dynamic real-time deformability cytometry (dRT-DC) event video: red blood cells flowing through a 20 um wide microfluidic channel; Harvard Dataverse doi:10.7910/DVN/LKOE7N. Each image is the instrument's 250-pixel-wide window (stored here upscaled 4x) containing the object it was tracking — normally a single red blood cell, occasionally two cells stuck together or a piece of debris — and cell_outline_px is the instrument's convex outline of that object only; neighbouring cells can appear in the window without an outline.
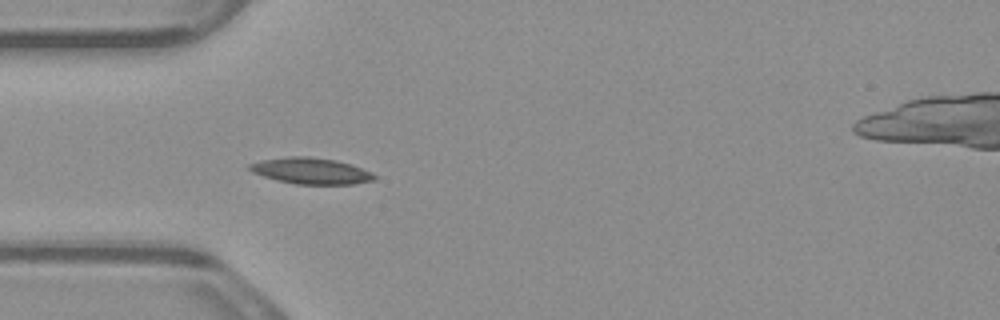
{"species": "common noctule bat (a hibernating species)", "species_latin": "Nyctalus noctula", "temperature_condition": "warm", "stored_images_in_passage": 4, "camera_frame_rate_fps": 3000, "um_per_image_px": 0.085, "animal": {"sex": "male", "body_mass_g": 23.1, "forearm_length_mm": 52.7}, "frame": {"image": 1, "passage_image": 3, "time_ms": 0.667, "image_size_px": [1000, 320], "cell_outline_px": [[376, 180], [356, 184], [296, 184], [276, 180], [252, 172], [248, 168], [248, 164], [260, 160], [288, 156], [308, 156], [336, 160], [352, 164], [372, 172], [376, 176]], "centroid_in_image_um": [26.45, 14.52], "position_along_channel_um": 58.5, "area_um2": 19.25}}